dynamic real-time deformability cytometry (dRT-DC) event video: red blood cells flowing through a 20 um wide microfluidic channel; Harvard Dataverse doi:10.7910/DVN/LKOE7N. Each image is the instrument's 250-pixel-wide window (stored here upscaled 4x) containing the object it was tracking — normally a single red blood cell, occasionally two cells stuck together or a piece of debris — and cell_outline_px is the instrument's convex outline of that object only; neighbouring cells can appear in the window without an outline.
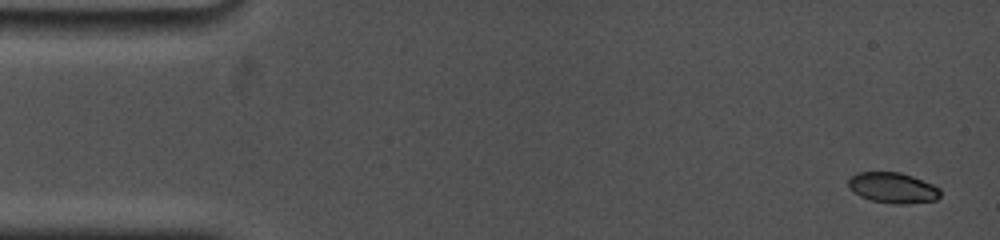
{"species": "common noctule bat (a hibernating species)", "species_latin": "Nyctalus noctula", "temperature_condition": "cold", "stored_images_in_passage": 43, "camera_frame_rate_fps": 5000, "um_per_image_px": 0.085, "animal": {"sex": "female", "body_mass_g": 19.0, "forearm_length_mm": 53.3}, "frame": {"image": 1, "passage_image": 1, "time_ms": 0.0, "image_size_px": [1000, 240], "cell_outline_px": [[940, 196], [936, 200], [904, 204], [892, 204], [872, 200], [860, 196], [848, 188], [848, 180], [856, 172], [900, 172], [912, 176], [932, 184], [940, 188]], "centroid_in_image_um": [75.88, 15.96], "position_along_channel_um": 9.1, "area_um2": 16.42}}
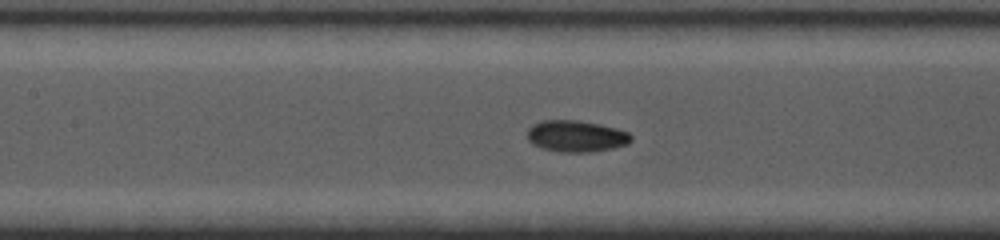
{"frame": {"image": 2, "passage_image": 23, "time_ms": 7.2, "image_size_px": [1000, 240], "cell_outline_px": [[632, 140], [628, 144], [612, 148], [592, 152], [560, 152], [544, 148], [532, 144], [528, 140], [528, 128], [532, 124], [540, 120], [580, 120], [600, 124], [616, 128], [628, 132], [632, 136]], "centroid_in_image_um": [48.98, 11.56], "position_along_channel_um": 158.4, "area_um2": 19.19}}
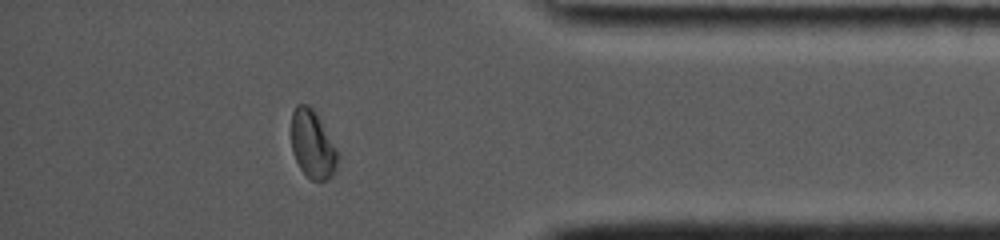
{"frame": {"image": 3, "passage_image": 40, "time_ms": 14.2, "image_size_px": [1000, 240], "cell_outline_px": [[340, 156], [336, 168], [332, 176], [324, 180], [312, 180], [300, 168], [292, 152], [292, 112], [296, 104], [308, 104], [320, 116]], "centroid_in_image_um": [26.59, 12.24], "position_along_channel_um": 408.6, "area_um2": 18.55}, "authors_computed_cell_mechanics": {"area_um2": 18.207, "velocity_mm_per_s": 3.7546, "shape_relaxation_time_tau1_ms": 4.6031, "shape_relaxation_time_tau2_ms": 2.251, "deformation_change_tau1": 0.1481, "deformation_change_tau2": 0.0539}}